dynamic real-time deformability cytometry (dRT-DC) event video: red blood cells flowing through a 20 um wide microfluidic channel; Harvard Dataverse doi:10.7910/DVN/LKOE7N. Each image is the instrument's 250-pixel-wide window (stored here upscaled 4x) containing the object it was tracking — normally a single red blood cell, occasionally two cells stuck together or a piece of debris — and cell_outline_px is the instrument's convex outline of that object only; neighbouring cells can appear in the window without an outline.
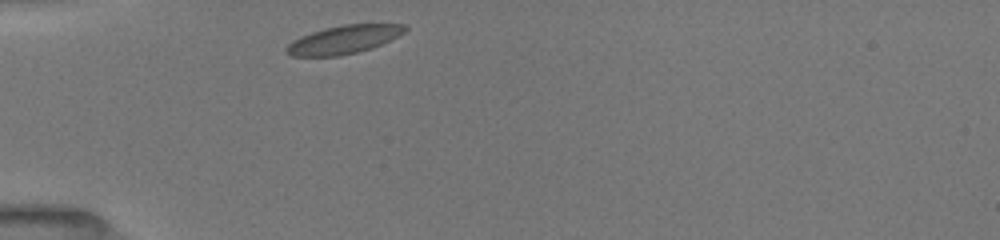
{"species": "common noctule bat (a hibernating species)", "species_latin": "Nyctalus noctula", "temperature_condition": "room temperature", "stored_images_in_passage": 27, "camera_frame_rate_fps": 3000, "um_per_image_px": 0.085, "animal": {"sex": "female", "body_mass_g": 19.5, "forearm_length_mm": 54.1}, "frame": {"image": 1, "passage_image": 1, "time_ms": 0.0, "image_size_px": [1000, 240], "cell_outline_px": [[408, 28], [404, 32], [372, 48], [340, 56], [292, 56], [284, 52], [284, 48], [292, 40], [300, 36], [324, 28], [344, 24], [408, 24]], "centroid_in_image_um": [29.17, 3.36], "position_along_channel_um": 55.8, "area_um2": 19.54}}
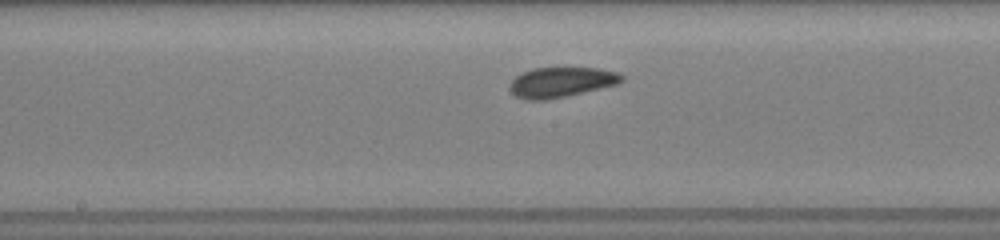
{"frame": {"image": 2, "passage_image": 11, "time_ms": 4.0, "image_size_px": [1000, 240], "cell_outline_px": [[624, 80], [616, 84], [568, 96], [544, 100], [524, 100], [516, 96], [508, 88], [508, 84], [516, 76], [532, 68], [600, 68], [616, 72], [624, 76]], "centroid_in_image_um": [47.67, 6.99], "position_along_channel_um": 200.5, "area_um2": 19.65}}
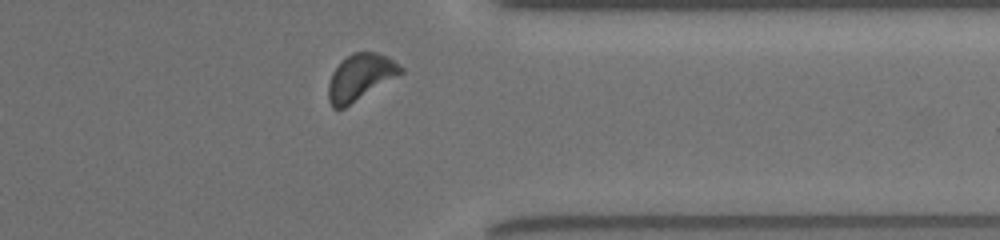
{"frame": {"image": 3, "passage_image": 24, "time_ms": 8.667, "image_size_px": [1000, 240], "cell_outline_px": [[404, 72], [344, 108], [332, 108], [328, 100], [328, 84], [332, 72], [352, 52], [376, 52], [388, 56], [400, 64], [404, 68]], "centroid_in_image_um": [30.64, 6.55], "position_along_channel_um": 380.8, "area_um2": 19.36}, "authors_computed_cell_mechanics": {"area_um2": 19.4208, "velocity_mm_per_s": 3.9469, "shape_relaxation_time_tau1_ms": 3.0997, "shape_relaxation_time_tau2_ms": 2.5523, "deformation_change_tau1": 0.0646, "deformation_change_tau2": 0.0756}}